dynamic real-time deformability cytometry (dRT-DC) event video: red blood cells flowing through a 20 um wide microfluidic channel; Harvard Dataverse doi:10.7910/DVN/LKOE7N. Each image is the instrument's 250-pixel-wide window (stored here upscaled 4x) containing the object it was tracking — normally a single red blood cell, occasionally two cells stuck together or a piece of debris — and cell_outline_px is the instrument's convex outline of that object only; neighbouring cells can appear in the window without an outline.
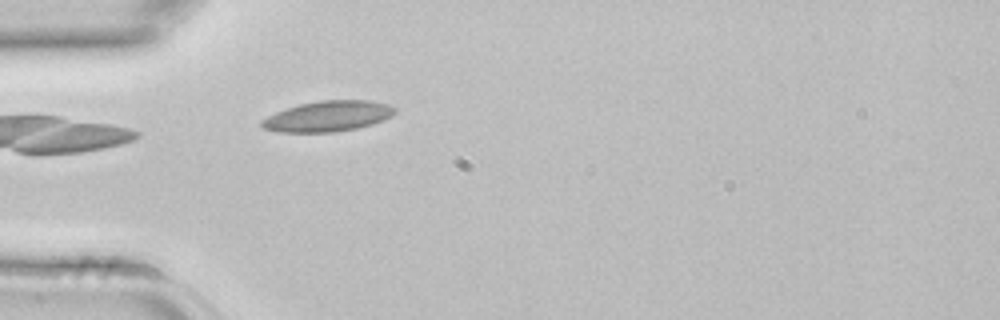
{"species": "common noctule bat (a hibernating species)", "species_latin": "Nyctalus noctula", "temperature_condition": "room temperature", "stored_images_in_passage": 2, "camera_frame_rate_fps": 3000, "um_per_image_px": 0.085, "animal": {"sex": "female", "body_mass_g": 22.7, "forearm_length_mm": 54.2}, "frame": {"image": 1, "passage_image": 2, "time_ms": 0.333, "image_size_px": [1000, 320], "cell_outline_px": [[396, 112], [392, 116], [384, 120], [372, 124], [356, 128], [336, 132], [280, 132], [264, 128], [260, 124], [260, 120], [276, 112], [300, 104], [320, 100], [372, 100], [388, 104], [396, 108]], "centroid_in_image_um": [27.91, 9.87], "position_along_channel_um": 57.1, "area_um2": 23.76}}